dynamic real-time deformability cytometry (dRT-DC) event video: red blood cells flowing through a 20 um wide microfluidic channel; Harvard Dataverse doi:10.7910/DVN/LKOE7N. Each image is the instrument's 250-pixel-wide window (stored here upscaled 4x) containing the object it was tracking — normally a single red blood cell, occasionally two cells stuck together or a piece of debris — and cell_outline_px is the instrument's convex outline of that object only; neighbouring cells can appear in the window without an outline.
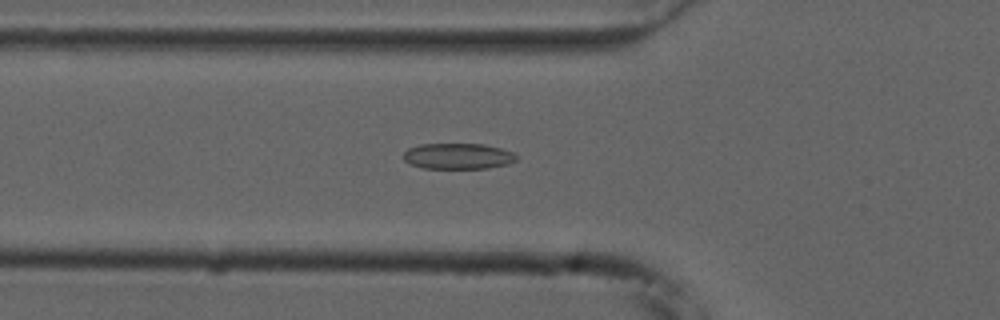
{"species": "common noctule bat (a hibernating species)", "species_latin": "Nyctalus noctula", "temperature_condition": "cold", "stored_images_in_passage": 54, "camera_frame_rate_fps": 3000, "um_per_image_px": 0.085, "animal": {"sex": "male", "forearm_length_mm": 52.5}, "frame": {"image": 1, "passage_image": 19, "time_ms": 6.0, "image_size_px": [1000, 320], "cell_outline_px": [[520, 156], [516, 160], [508, 164], [488, 168], [420, 168], [404, 160], [404, 152], [408, 148], [420, 144], [484, 144], [500, 148], [512, 152]], "centroid_in_image_um": [38.95, 13.27], "position_along_channel_um": 86.9, "area_um2": 17.05}}
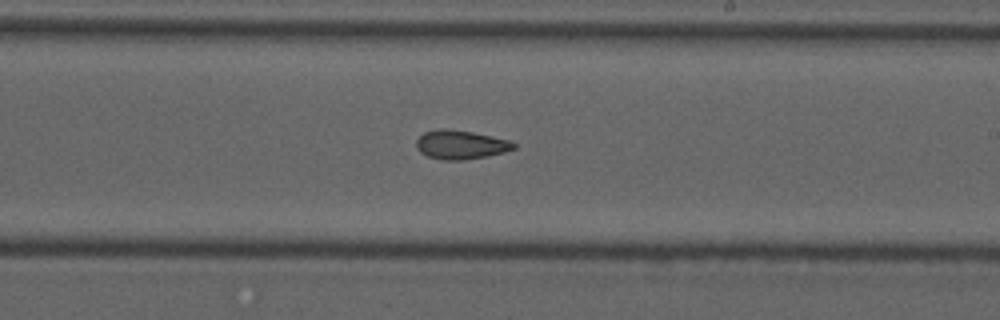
{"frame": {"image": 2, "passage_image": 32, "time_ms": 10.333, "image_size_px": [1000, 320], "cell_outline_px": [[516, 148], [504, 152], [488, 156], [464, 160], [444, 160], [428, 156], [420, 152], [416, 148], [416, 140], [424, 132], [440, 128], [444, 128], [472, 132], [492, 136], [508, 140], [516, 144]], "centroid_in_image_um": [39.15, 12.3], "position_along_channel_um": 249.9, "area_um2": 16.42}}
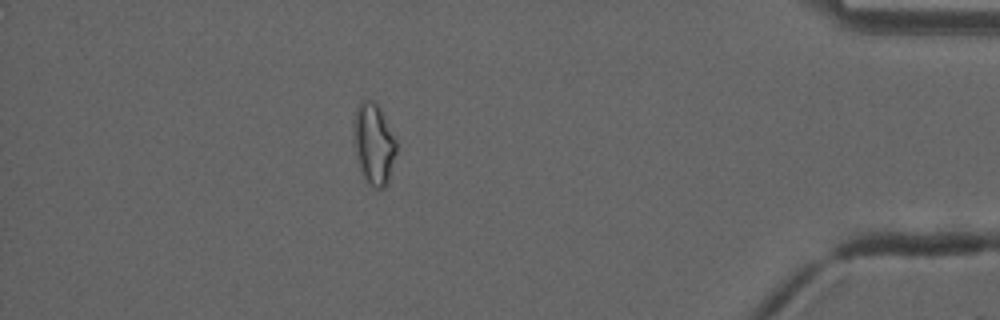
{"frame": {"image": 3, "passage_image": 48, "time_ms": 15.667, "image_size_px": [1000, 320], "cell_outline_px": [[396, 152], [388, 184], [384, 188], [376, 188], [364, 180], [360, 172], [352, 132], [352, 120], [360, 100], [372, 100], [380, 108], [396, 140]], "centroid_in_image_um": [31.74, 12.23], "position_along_channel_um": 403.5, "area_um2": 20.4}, "authors_computed_cell_mechanics": {"area_um2": 17.6579, "velocity_mm_per_s": 3.7472, "shape_relaxation_time_tau1_ms": null, "shape_relaxation_time_tau2_ms": 5.809, "deformation_change_tau1": null, "deformation_change_tau2": 0.1339}}